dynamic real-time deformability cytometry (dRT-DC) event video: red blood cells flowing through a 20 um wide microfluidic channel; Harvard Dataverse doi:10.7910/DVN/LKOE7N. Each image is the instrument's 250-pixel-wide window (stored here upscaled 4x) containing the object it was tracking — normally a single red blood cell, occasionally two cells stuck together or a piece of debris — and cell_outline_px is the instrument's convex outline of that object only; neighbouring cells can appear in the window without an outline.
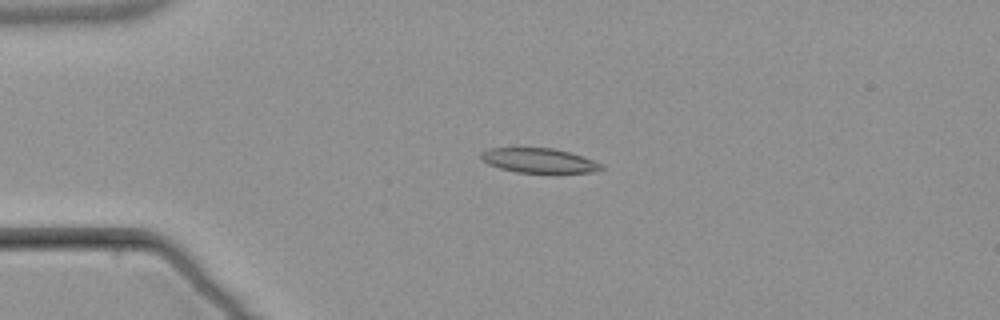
{"species": "common noctule bat (a hibernating species)", "species_latin": "Nyctalus noctula", "temperature_condition": "warm", "stored_images_in_passage": 5, "camera_frame_rate_fps": 3000, "um_per_image_px": 0.085, "animal": {"sex": "male", "body_mass_g": 21.5, "forearm_length_mm": 52.0}, "frame": {"image": 1, "passage_image": 2, "time_ms": 1.0, "image_size_px": [1000, 320], "cell_outline_px": [[604, 168], [592, 172], [516, 172], [500, 168], [488, 164], [480, 156], [480, 152], [488, 148], [556, 148], [584, 156], [604, 164]], "centroid_in_image_um": [45.84, 13.63], "position_along_channel_um": 39.2, "area_um2": 17.22}}
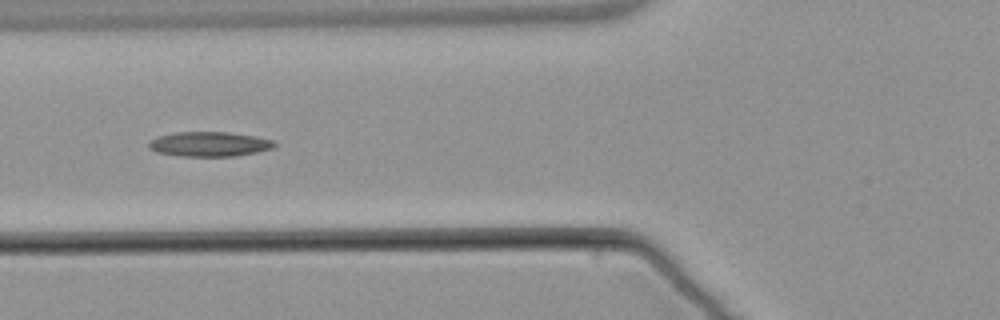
{"frame": {"image": 2, "passage_image": 4, "time_ms": 3.667, "image_size_px": [1000, 320], "cell_outline_px": [[276, 144], [272, 148], [256, 152], [232, 156], [176, 156], [156, 152], [148, 148], [148, 144], [156, 136], [176, 132], [228, 132], [256, 136], [272, 140]], "centroid_in_image_um": [17.75, 12.25], "position_along_channel_um": 108.1, "area_um2": 18.09}}